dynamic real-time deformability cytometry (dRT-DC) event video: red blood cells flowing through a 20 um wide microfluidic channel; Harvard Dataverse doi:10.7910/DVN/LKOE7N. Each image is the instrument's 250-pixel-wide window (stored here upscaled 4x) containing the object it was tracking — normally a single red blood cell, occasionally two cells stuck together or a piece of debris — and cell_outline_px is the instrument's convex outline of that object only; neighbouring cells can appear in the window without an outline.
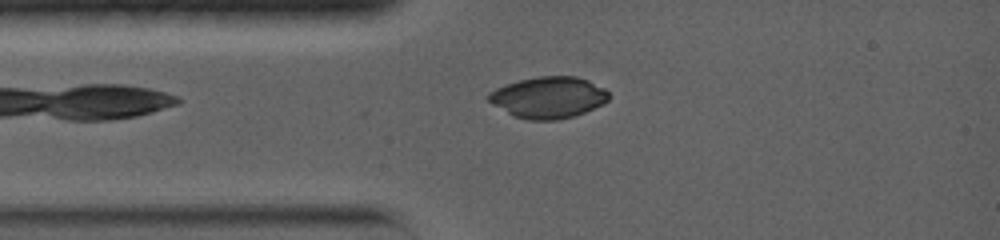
{"species": "common noctule bat (a hibernating species)", "species_latin": "Nyctalus noctula", "temperature_condition": "warm", "stored_images_in_passage": 57, "camera_frame_rate_fps": 5000, "um_per_image_px": 0.085, "animal": {"sex": "female", "body_mass_g": 19.0, "forearm_length_mm": 56.7}, "frame": {"image": 1, "passage_image": 9, "time_ms": 1.6, "image_size_px": [1000, 240], "cell_outline_px": [[608, 100], [584, 112], [572, 116], [556, 120], [528, 120], [512, 116], [492, 104], [484, 96], [488, 92], [496, 88], [520, 80], [540, 76], [576, 76], [588, 80], [604, 88], [608, 92]], "centroid_in_image_um": [46.56, 8.28], "position_along_channel_um": 38.4, "area_um2": 28.9}}
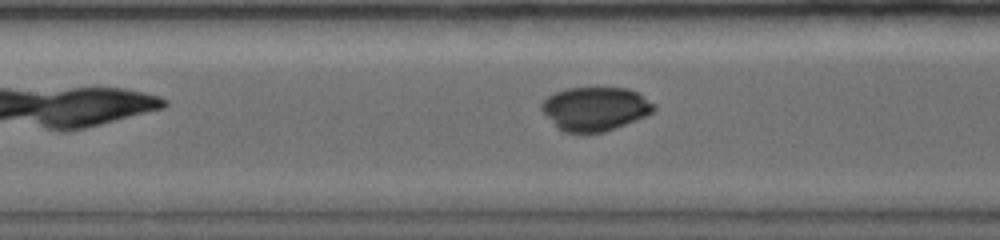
{"frame": {"image": 2, "passage_image": 25, "time_ms": 4.8, "image_size_px": [1000, 240], "cell_outline_px": [[656, 108], [652, 112], [636, 120], [604, 132], [564, 132], [556, 128], [540, 108], [540, 104], [548, 96], [556, 92], [568, 88], [628, 88], [636, 92], [656, 104]], "centroid_in_image_um": [50.57, 9.25], "position_along_channel_um": 156.8, "area_um2": 28.5}}
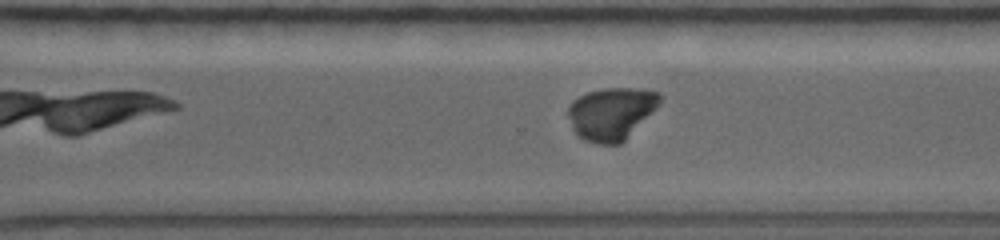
{"frame": {"image": 3, "passage_image": 46, "time_ms": 9.0, "image_size_px": [1000, 240], "cell_outline_px": [[660, 104], [620, 144], [596, 144], [584, 140], [576, 136], [572, 128], [568, 116], [568, 104], [572, 100], [588, 92], [604, 88], [640, 88], [660, 92]], "centroid_in_image_um": [51.93, 9.64], "position_along_channel_um": 318.7, "area_um2": 28.09}, "authors_computed_cell_mechanics": {"area_um2": 28.9, "velocity_mm_per_s": 3.8612, "shape_relaxation_time_tau1_ms": 4.2691, "shape_relaxation_time_tau2_ms": 6.2089, "deformation_change_tau1": 0.1942, "deformation_change_tau2": 0.0532}}